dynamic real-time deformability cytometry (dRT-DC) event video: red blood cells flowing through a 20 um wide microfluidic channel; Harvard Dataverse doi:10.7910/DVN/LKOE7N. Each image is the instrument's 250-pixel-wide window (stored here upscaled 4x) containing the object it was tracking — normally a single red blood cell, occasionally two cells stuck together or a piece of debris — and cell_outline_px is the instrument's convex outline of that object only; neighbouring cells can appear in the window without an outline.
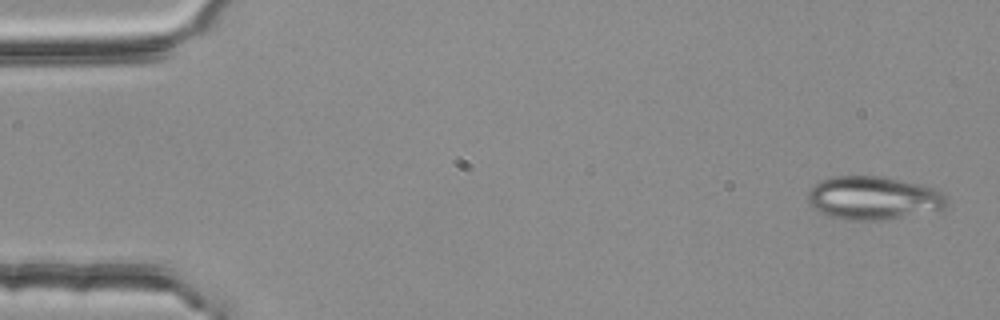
{"species": "common noctule bat (a hibernating species)", "species_latin": "Nyctalus noctula", "temperature_condition": "room temperature", "stored_images_in_passage": 4, "camera_frame_rate_fps": 3000, "um_per_image_px": 0.085, "animal": {"sex": "female", "body_mass_g": 25.1}, "frame": {"image": 1, "passage_image": 1, "time_ms": 0.0, "image_size_px": [1000, 320], "cell_outline_px": [[948, 204], [944, 208], [880, 220], [848, 220], [832, 216], [820, 212], [808, 204], [808, 192], [816, 184], [832, 176], [884, 176], [924, 184], [940, 188], [948, 196]], "centroid_in_image_um": [74.3, 16.8], "position_along_channel_um": 10.7, "area_um2": 35.14}}